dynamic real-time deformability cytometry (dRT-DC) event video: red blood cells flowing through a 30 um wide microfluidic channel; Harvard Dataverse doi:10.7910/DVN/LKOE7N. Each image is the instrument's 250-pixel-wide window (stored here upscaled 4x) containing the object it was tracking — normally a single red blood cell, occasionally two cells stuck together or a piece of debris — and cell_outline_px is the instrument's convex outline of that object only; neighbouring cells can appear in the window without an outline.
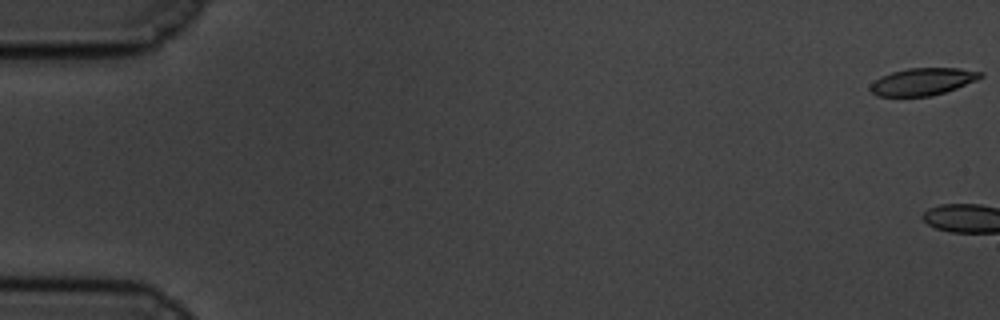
{"species": "common noctule bat (a hibernating species)", "species_latin": "Nyctalus noctula", "temperature_condition": "cold", "stored_images_in_passage": 4, "camera_frame_rate_fps": 3000, "um_per_image_px": 0.085, "animal": {"sex": "male", "body_mass_g": 19.5, "forearm_length_mm": 54.6}, "frame": {"image": 1, "passage_image": 1, "time_ms": 0.0, "image_size_px": [1000, 320], "cell_outline_px": [[984, 76], [976, 80], [956, 88], [932, 96], [876, 96], [868, 88], [880, 76], [892, 72], [908, 68], [960, 68], [984, 72]], "centroid_in_image_um": [78.44, 6.93], "position_along_channel_um": 6.6, "area_um2": 17.46}}